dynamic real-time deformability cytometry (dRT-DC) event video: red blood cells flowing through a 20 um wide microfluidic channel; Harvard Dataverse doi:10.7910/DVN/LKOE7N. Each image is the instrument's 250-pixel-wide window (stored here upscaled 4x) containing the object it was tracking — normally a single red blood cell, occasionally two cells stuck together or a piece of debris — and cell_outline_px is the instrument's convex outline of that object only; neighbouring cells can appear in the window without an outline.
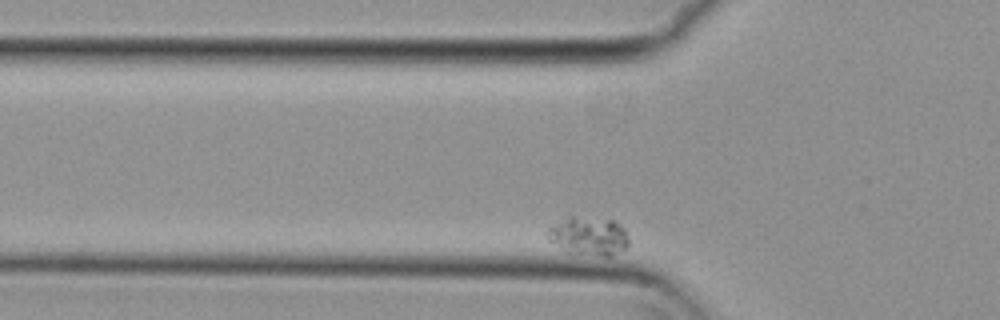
{"species": "common noctule bat (a hibernating species)", "species_latin": "Nyctalus noctula", "temperature_condition": "cold", "stored_images_in_passage": 55, "camera_frame_rate_fps": 3000, "um_per_image_px": 0.085, "animal": {"sex": "female", "body_mass_g": 29.2, "forearm_length_mm": 56.3}, "frame": {"image": 1, "passage_image": 9, "time_ms": 2.667, "image_size_px": [1000, 320], "cell_outline_px": [[628, 244], [624, 248], [612, 256], [604, 256], [568, 252], [548, 240], [548, 228], [564, 216], [572, 216], [616, 220], [624, 228], [628, 236]], "centroid_in_image_um": [50.03, 20.04], "position_along_channel_um": 75.8, "area_um2": 18.26}}
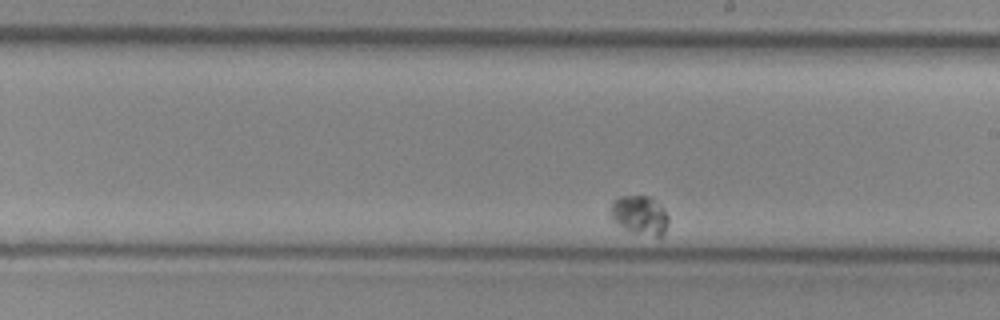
{"frame": {"image": 2, "passage_image": 27, "time_ms": 8.667, "image_size_px": [1000, 320], "cell_outline_px": [[668, 220], [664, 232], [660, 236], [656, 236], [632, 232], [624, 228], [608, 216], [608, 212], [612, 204], [620, 196], [648, 196], [660, 204], [668, 216]], "centroid_in_image_um": [54.35, 18.27], "position_along_channel_um": 234.7, "area_um2": 12.95}}
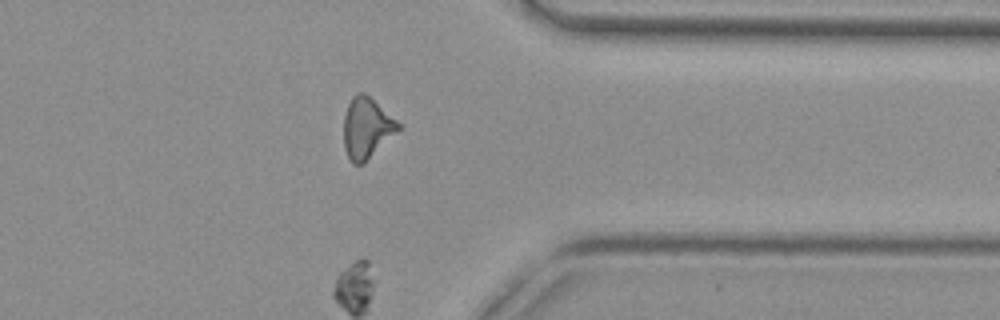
{"frame": {"image": 3, "passage_image": 43, "time_ms": 14.0, "image_size_px": [1000, 320], "cell_outline_px": [[400, 128], [364, 164], [352, 164], [344, 148], [344, 116], [348, 104], [352, 96], [356, 92], [364, 92], [396, 120], [400, 124]], "centroid_in_image_um": [31.13, 10.89], "position_along_channel_um": 380.3, "area_um2": 19.07}}